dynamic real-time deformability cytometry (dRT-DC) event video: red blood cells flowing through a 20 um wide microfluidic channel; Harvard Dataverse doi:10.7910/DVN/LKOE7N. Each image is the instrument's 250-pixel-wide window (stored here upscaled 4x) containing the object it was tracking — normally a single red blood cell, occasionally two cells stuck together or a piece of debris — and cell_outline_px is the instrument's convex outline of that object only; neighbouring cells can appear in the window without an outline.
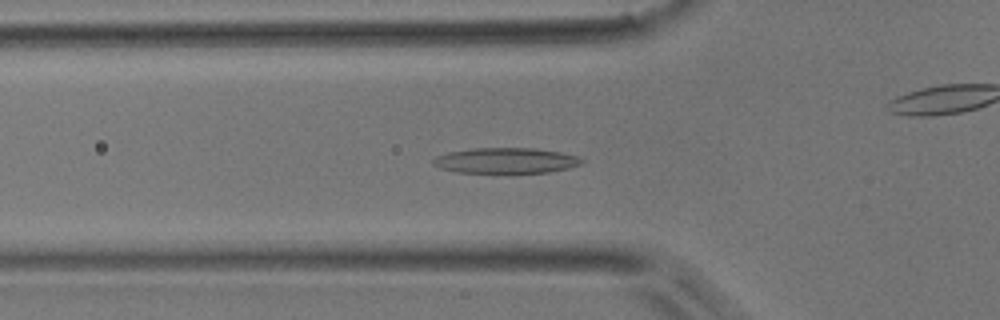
{"species": "common noctule bat (a hibernating species)", "species_latin": "Nyctalus noctula", "temperature_condition": "room temperature", "stored_images_in_passage": 51, "camera_frame_rate_fps": 3000, "um_per_image_px": 0.085, "animal": {"sex": "male", "body_mass_g": 17.9}, "frame": {"image": 1, "passage_image": 17, "time_ms": 5.333, "image_size_px": [1000, 320], "cell_outline_px": [[584, 160], [580, 164], [568, 168], [548, 172], [512, 176], [456, 172], [440, 168], [432, 164], [432, 160], [436, 156], [448, 152], [472, 148], [532, 148], [560, 152], [580, 156]], "centroid_in_image_um": [42.98, 13.7], "position_along_channel_um": 82.8, "area_um2": 23.29}}
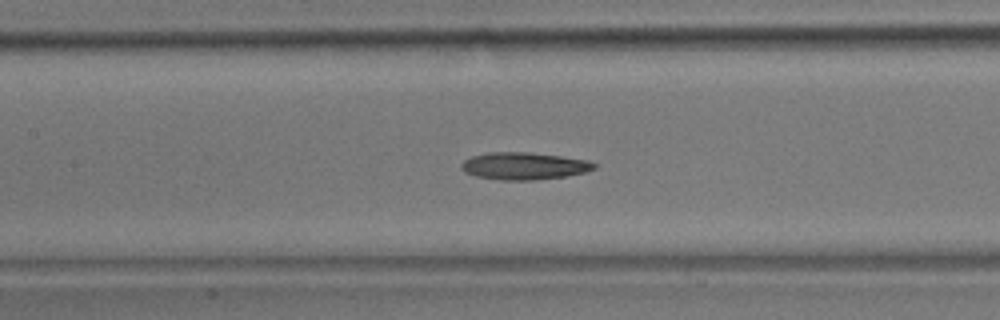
{"frame": {"image": 2, "passage_image": 23, "time_ms": 7.333, "image_size_px": [1000, 320], "cell_outline_px": [[596, 168], [584, 172], [564, 176], [536, 180], [500, 180], [476, 176], [464, 172], [460, 168], [460, 164], [464, 160], [472, 156], [488, 152], [528, 152], [560, 156], [588, 160], [596, 164]], "centroid_in_image_um": [44.5, 14.1], "position_along_channel_um": 162.9, "area_um2": 21.1}}
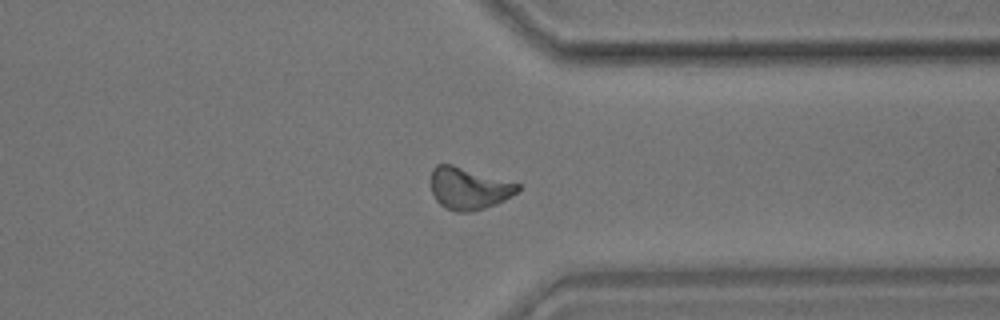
{"frame": {"image": 3, "passage_image": 39, "time_ms": 12.667, "image_size_px": [1000, 320], "cell_outline_px": [[520, 188], [512, 196], [496, 204], [472, 212], [456, 212], [444, 208], [436, 200], [432, 192], [432, 168], [436, 164], [452, 164], [520, 184]], "centroid_in_image_um": [39.83, 16.02], "position_along_channel_um": 371.6, "area_um2": 21.21}, "authors_computed_cell_mechanics": {"area_um2": 20.8658, "velocity_mm_per_s": 3.9599, "shape_relaxation_time_tau1_ms": null, "shape_relaxation_time_tau2_ms": 7.761, "deformation_change_tau1": null, "deformation_change_tau2": 0.168}}